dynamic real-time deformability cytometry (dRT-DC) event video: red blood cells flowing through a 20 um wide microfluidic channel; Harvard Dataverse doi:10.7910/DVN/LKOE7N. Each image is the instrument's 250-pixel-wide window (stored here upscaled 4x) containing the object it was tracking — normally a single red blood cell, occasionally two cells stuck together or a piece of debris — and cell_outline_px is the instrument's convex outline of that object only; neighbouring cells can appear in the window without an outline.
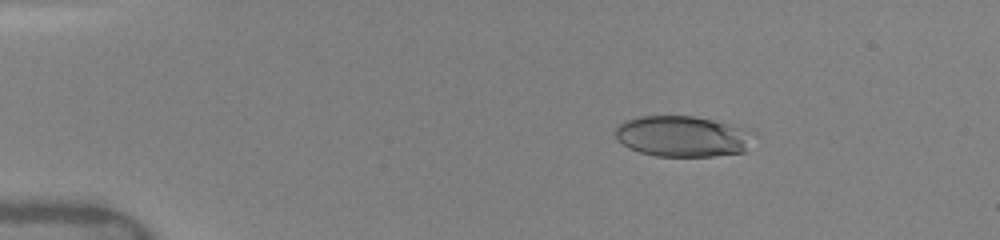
{"species": "human", "species_latin": "Homo sapiens", "temperature_condition": "warm", "stored_images_in_passage": 25, "camera_frame_rate_fps": 3000, "um_per_image_px": 0.085, "donor": {"sex": "female"}, "frame": {"image": 1, "passage_image": 7, "time_ms": 2.333, "image_size_px": [1000, 240], "cell_outline_px": [[748, 132], [744, 152], [712, 156], [656, 156], [640, 152], [628, 148], [616, 140], [612, 132], [616, 124], [624, 120], [636, 116], [696, 116], [748, 128]], "centroid_in_image_um": [57.85, 11.57], "position_along_channel_um": 27.2, "area_um2": 32.95}}
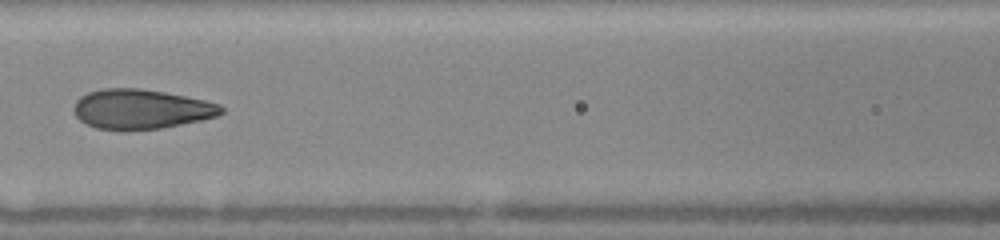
{"frame": {"image": 2, "passage_image": 19, "time_ms": 7.333, "image_size_px": [1000, 240], "cell_outline_px": [[224, 112], [216, 116], [200, 120], [160, 128], [124, 132], [96, 128], [80, 120], [76, 116], [76, 100], [80, 96], [88, 92], [104, 88], [140, 88], [164, 92], [204, 100], [220, 104], [224, 108]], "centroid_in_image_um": [11.98, 9.29], "position_along_channel_um": 154.6, "area_um2": 34.16}}
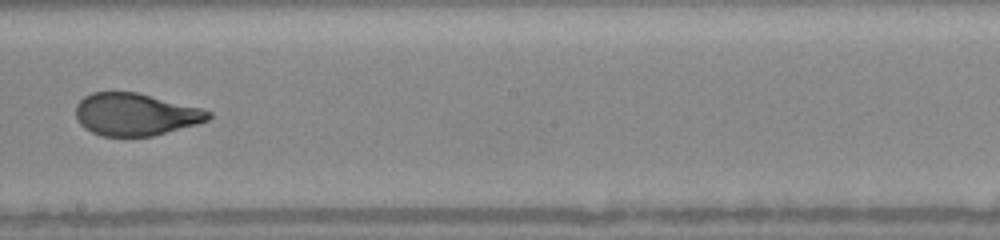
{"frame": {"image": 3, "passage_image": 22, "time_ms": 9.333, "image_size_px": [1000, 240], "cell_outline_px": [[212, 116], [208, 120], [196, 124], [152, 136], [100, 136], [84, 128], [80, 124], [76, 116], [76, 104], [84, 96], [92, 92], [136, 92], [200, 108], [212, 112]], "centroid_in_image_um": [11.48, 9.72], "position_along_channel_um": 236.7, "area_um2": 32.54}}